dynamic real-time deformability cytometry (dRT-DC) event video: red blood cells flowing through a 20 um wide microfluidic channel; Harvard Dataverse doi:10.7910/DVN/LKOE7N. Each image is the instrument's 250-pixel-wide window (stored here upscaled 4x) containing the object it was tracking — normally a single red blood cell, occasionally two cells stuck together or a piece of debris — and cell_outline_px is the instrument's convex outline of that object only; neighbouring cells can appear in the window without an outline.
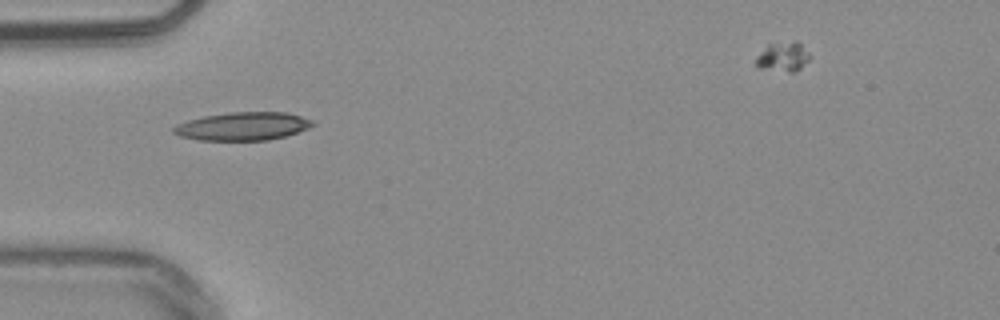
{"species": "common noctule bat (a hibernating species)", "species_latin": "Nyctalus noctula", "temperature_condition": "warm", "stored_images_in_passage": 4, "camera_frame_rate_fps": 3000, "um_per_image_px": 0.085, "animal": {"sex": "male", "body_mass_g": 20.4}, "frame": {"image": 1, "passage_image": 1, "time_ms": 0.0, "image_size_px": [1000, 320], "cell_outline_px": [[316, 124], [308, 128], [284, 136], [268, 140], [196, 140], [180, 136], [172, 132], [172, 128], [176, 124], [188, 120], [204, 116], [232, 112], [288, 112], [312, 120]], "centroid_in_image_um": [20.61, 10.73], "position_along_channel_um": 64.4, "area_um2": 22.77}}